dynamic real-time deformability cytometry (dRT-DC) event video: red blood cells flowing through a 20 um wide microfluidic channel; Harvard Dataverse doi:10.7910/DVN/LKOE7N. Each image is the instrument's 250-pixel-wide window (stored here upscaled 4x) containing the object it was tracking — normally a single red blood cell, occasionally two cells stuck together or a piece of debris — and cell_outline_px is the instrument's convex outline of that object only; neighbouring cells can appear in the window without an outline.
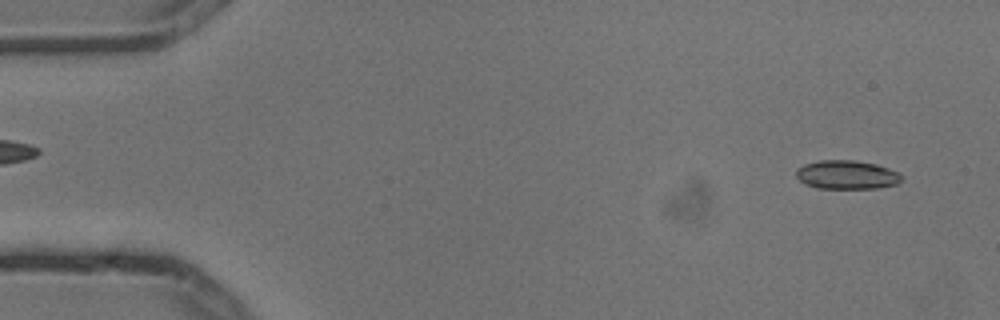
{"species": "common noctule bat (a hibernating species)", "species_latin": "Nyctalus noctula", "temperature_condition": "cold", "stored_images_in_passage": 4, "camera_frame_rate_fps": 3000, "um_per_image_px": 0.085, "animal": {"sex": "male", "body_mass_g": 13.3}, "frame": {"image": 1, "passage_image": 1, "time_ms": 0.0, "image_size_px": [1000, 320], "cell_outline_px": [[900, 180], [896, 184], [880, 188], [816, 188], [804, 184], [796, 176], [796, 168], [804, 164], [820, 160], [856, 160], [876, 164], [888, 168], [896, 172], [900, 176]], "centroid_in_image_um": [71.92, 14.85], "position_along_channel_um": 13.1, "area_um2": 17.63}}
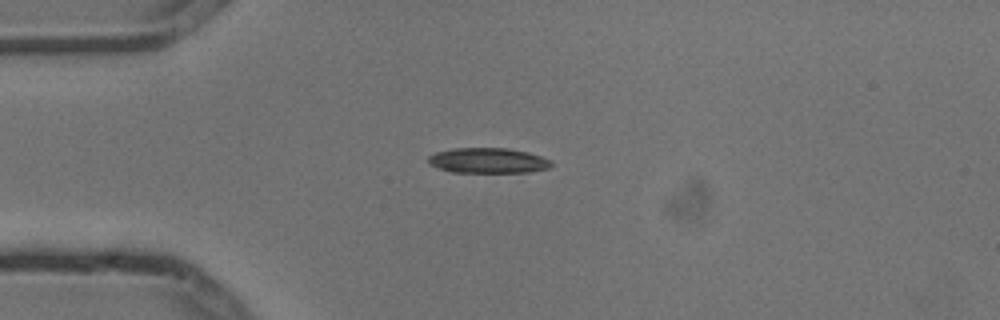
{"frame": {"image": 2, "passage_image": 4, "time_ms": 1.0, "image_size_px": [1000, 320], "cell_outline_px": [[552, 164], [548, 168], [528, 172], [452, 172], [428, 164], [428, 156], [436, 152], [452, 148], [508, 148], [528, 152], [552, 160]], "centroid_in_image_um": [41.47, 13.64], "position_along_channel_um": 43.5, "area_um2": 18.09}}